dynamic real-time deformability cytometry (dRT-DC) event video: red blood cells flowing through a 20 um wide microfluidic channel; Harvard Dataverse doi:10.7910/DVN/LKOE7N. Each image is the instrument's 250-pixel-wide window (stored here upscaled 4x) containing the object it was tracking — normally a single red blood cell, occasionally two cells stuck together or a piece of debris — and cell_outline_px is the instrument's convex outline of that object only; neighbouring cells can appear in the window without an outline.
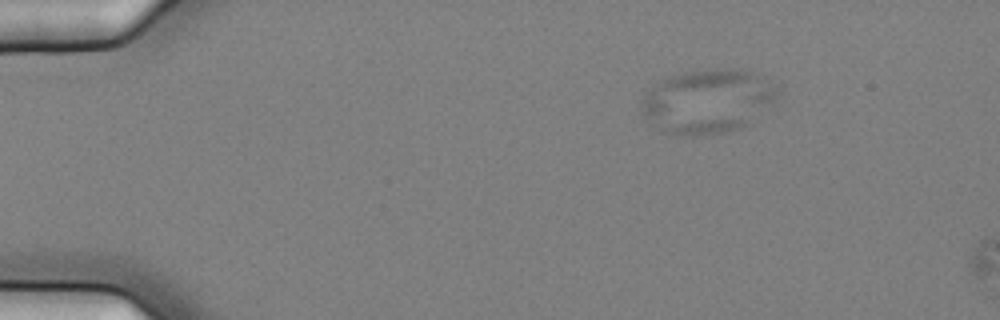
{"species": "common noctule bat (a hibernating species)", "species_latin": "Nyctalus noctula", "temperature_condition": "cold", "stored_images_in_passage": 4, "camera_frame_rate_fps": 3000, "um_per_image_px": 0.085, "animal": {"sex": "female", "body_mass_g": 25.1}, "frame": {"image": 1, "passage_image": 3, "time_ms": 0.667, "image_size_px": [1000, 320], "cell_outline_px": [[780, 88], [776, 96], [748, 124], [740, 128], [724, 132], [692, 136], [684, 136], [668, 132], [660, 128], [644, 112], [644, 96], [660, 80], [668, 76], [684, 72], [708, 68], [748, 68], [760, 72], [780, 84]], "centroid_in_image_um": [60.27, 8.52], "position_along_channel_um": 24.7, "area_um2": 50.58}}